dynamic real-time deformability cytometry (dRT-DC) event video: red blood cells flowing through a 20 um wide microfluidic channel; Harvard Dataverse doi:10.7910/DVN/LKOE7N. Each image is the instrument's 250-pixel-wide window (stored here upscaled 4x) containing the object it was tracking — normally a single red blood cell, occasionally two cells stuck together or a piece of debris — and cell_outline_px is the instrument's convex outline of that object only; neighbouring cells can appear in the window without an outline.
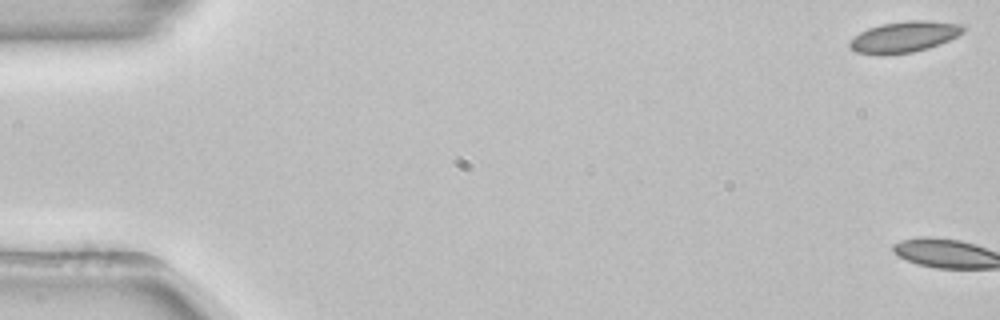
{"species": "common noctule bat (a hibernating species)", "species_latin": "Nyctalus noctula", "temperature_condition": "room temperature", "stored_images_in_passage": 3, "camera_frame_rate_fps": 3000, "um_per_image_px": 0.085, "animal": {"sex": "female", "body_mass_g": 22.7, "forearm_length_mm": 54.2}, "frame": {"image": 1, "passage_image": 1, "time_ms": 0.0, "image_size_px": [1000, 320], "cell_outline_px": [[964, 32], [940, 44], [928, 48], [912, 52], [884, 56], [856, 52], [848, 44], [848, 40], [860, 32], [868, 28], [880, 24], [908, 20], [928, 20], [960, 24], [964, 28]], "centroid_in_image_um": [76.81, 3.14], "position_along_channel_um": 8.2, "area_um2": 20.69}}